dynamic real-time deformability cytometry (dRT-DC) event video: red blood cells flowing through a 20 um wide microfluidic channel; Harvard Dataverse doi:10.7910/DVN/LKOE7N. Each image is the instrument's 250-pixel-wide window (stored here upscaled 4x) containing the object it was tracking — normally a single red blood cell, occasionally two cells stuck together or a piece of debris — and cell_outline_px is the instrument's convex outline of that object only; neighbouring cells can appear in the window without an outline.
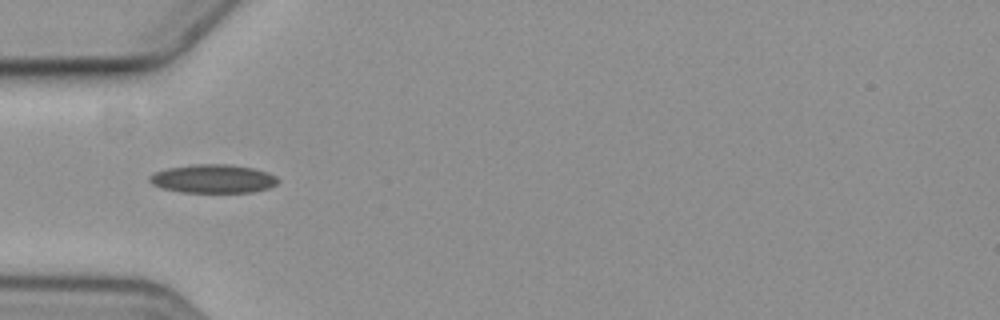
{"species": "common noctule bat (a hibernating species)", "species_latin": "Nyctalus noctula", "temperature_condition": "cold", "stored_images_in_passage": 5, "camera_frame_rate_fps": 3000, "um_per_image_px": 0.085, "animal": {"sex": "female", "body_mass_g": 19.3, "forearm_length_mm": 54.1}, "frame": {"image": 1, "passage_image": 1, "time_ms": 0.0, "image_size_px": [1000, 320], "cell_outline_px": [[280, 180], [276, 184], [268, 188], [252, 192], [180, 192], [160, 188], [152, 184], [148, 180], [148, 176], [156, 172], [168, 168], [196, 164], [228, 164], [252, 168], [268, 172], [276, 176]], "centroid_in_image_um": [18.1, 15.2], "position_along_channel_um": 66.9, "area_um2": 21.39}}
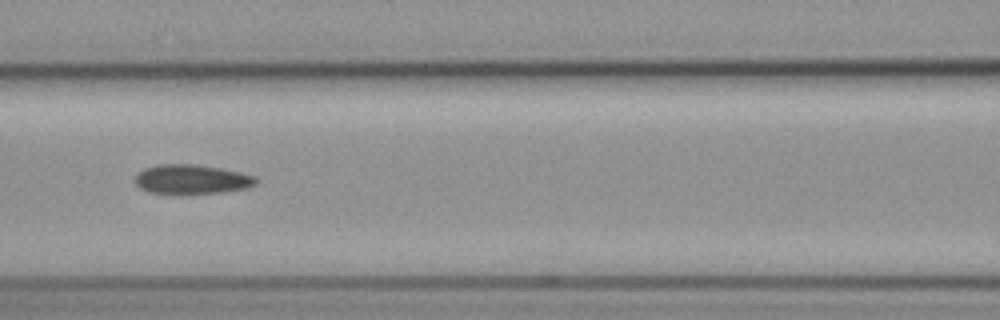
{"frame": {"image": 2, "passage_image": 3, "time_ms": 2.333, "image_size_px": [1000, 320], "cell_outline_px": [[256, 184], [248, 188], [224, 192], [180, 196], [148, 192], [140, 188], [136, 184], [136, 176], [144, 168], [160, 164], [196, 164], [220, 168], [240, 172], [256, 176]], "centroid_in_image_um": [16.3, 15.28], "position_along_channel_um": 150.3, "area_um2": 21.33}}
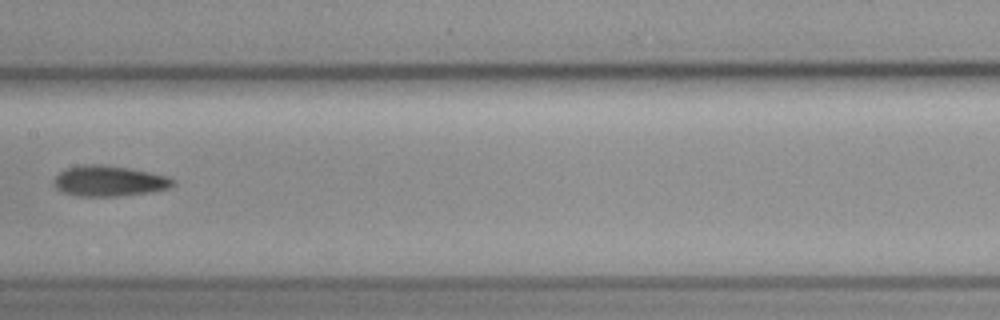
{"frame": {"image": 3, "passage_image": 4, "time_ms": 3.667, "image_size_px": [1000, 320], "cell_outline_px": [[176, 184], [168, 188], [148, 192], [116, 196], [76, 196], [64, 192], [56, 188], [52, 184], [56, 176], [60, 172], [68, 168], [84, 164], [100, 164], [128, 168], [168, 176], [176, 180]], "centroid_in_image_um": [9.27, 15.38], "position_along_channel_um": 198.1, "area_um2": 21.1}}